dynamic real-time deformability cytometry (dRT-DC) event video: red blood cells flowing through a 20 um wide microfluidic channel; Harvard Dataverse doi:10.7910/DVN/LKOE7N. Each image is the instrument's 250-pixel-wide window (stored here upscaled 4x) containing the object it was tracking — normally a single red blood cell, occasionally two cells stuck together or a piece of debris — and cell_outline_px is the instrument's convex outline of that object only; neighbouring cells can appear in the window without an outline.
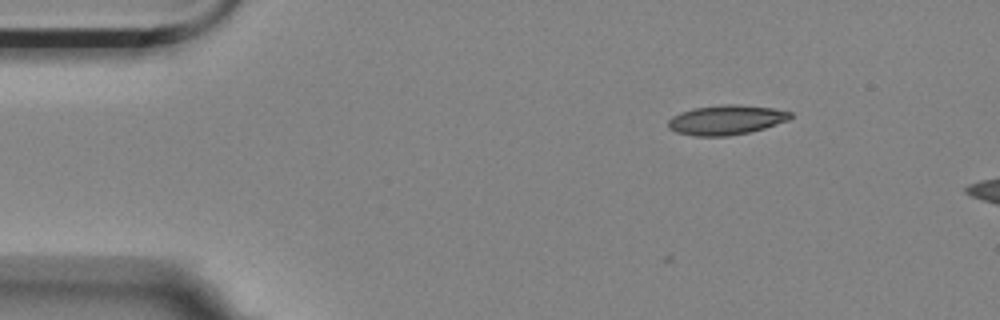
{"species": "Egyptian fruit bat (a non-hibernating species)", "species_latin": "Rousettus aegyptiacus", "temperature_condition": "room temperature", "stored_images_in_passage": 5, "camera_frame_rate_fps": 3000, "um_per_image_px": 0.085, "animal": {"sex": "female"}, "frame": {"image": 1, "passage_image": 1, "time_ms": 0.0, "image_size_px": [1000, 320], "cell_outline_px": [[792, 116], [788, 120], [764, 128], [748, 132], [728, 136], [696, 136], [676, 132], [668, 128], [668, 120], [672, 116], [680, 112], [692, 108], [724, 104], [736, 104], [772, 108], [792, 112]], "centroid_in_image_um": [61.7, 10.19], "position_along_channel_um": 23.3, "area_um2": 21.1}}